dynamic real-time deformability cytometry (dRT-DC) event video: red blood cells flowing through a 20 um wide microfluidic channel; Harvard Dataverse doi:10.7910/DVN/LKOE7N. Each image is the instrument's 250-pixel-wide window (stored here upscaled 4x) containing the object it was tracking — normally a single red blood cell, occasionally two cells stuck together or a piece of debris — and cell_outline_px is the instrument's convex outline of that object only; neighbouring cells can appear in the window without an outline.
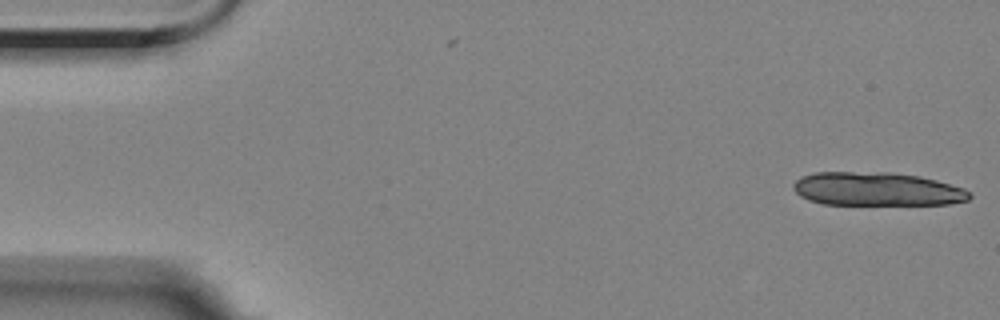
{"species": "Egyptian fruit bat (a non-hibernating species)", "species_latin": "Rousettus aegyptiacus", "temperature_condition": "room temperature", "stored_images_in_passage": 9, "camera_frame_rate_fps": 3000, "um_per_image_px": 0.085, "animal": {"sex": "female"}, "frame": {"image": 1, "passage_image": 1, "time_ms": 0.0, "image_size_px": [1000, 320], "cell_outline_px": [[972, 196], [968, 200], [948, 204], [824, 204], [808, 200], [800, 196], [792, 188], [792, 184], [800, 176], [816, 172], [888, 172], [920, 176], [936, 180], [964, 188]], "centroid_in_image_um": [74.5, 16.06], "position_along_channel_um": 10.5, "area_um2": 34.45}}